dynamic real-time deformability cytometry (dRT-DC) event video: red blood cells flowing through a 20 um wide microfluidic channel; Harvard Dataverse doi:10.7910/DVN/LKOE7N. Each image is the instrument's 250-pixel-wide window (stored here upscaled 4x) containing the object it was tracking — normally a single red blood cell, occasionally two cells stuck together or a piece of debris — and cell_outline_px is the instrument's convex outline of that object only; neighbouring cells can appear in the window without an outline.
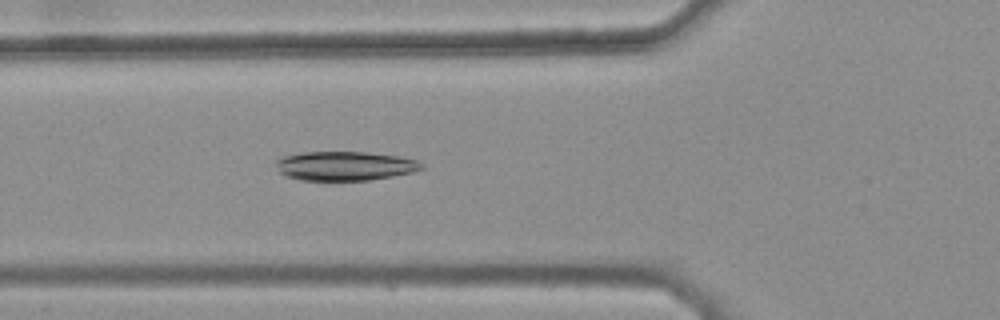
{"species": "common noctule bat (a hibernating species)", "species_latin": "Nyctalus noctula", "temperature_condition": "warm", "stored_images_in_passage": 38, "camera_frame_rate_fps": 3000, "um_per_image_px": 0.085, "animal": {"sex": "female", "body_mass_g": 25.1}, "frame": {"image": 1, "passage_image": 11, "time_ms": 3.333, "image_size_px": [1000, 320], "cell_outline_px": [[424, 168], [412, 172], [392, 176], [368, 180], [300, 180], [284, 176], [280, 172], [276, 164], [276, 160], [284, 156], [304, 152], [364, 152], [400, 156], [416, 160], [424, 164]], "centroid_in_image_um": [29.32, 14.1], "position_along_channel_um": 96.5, "area_um2": 24.68}}
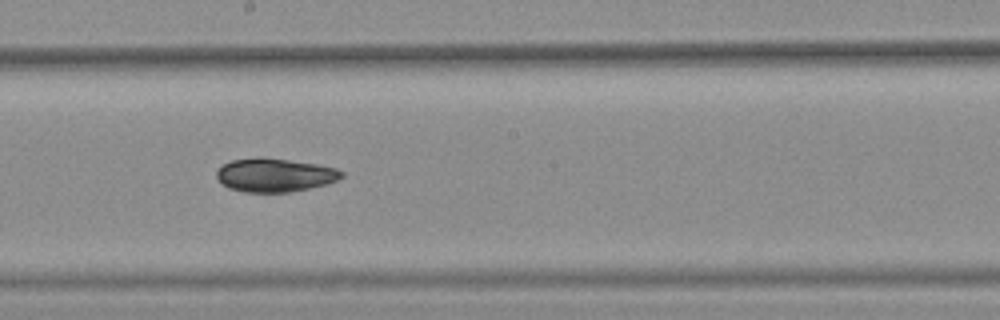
{"frame": {"image": 2, "passage_image": 21, "time_ms": 6.667, "image_size_px": [1000, 320], "cell_outline_px": [[344, 176], [336, 180], [324, 184], [308, 188], [288, 192], [244, 192], [228, 188], [216, 176], [216, 172], [224, 164], [232, 160], [288, 160], [316, 164], [336, 168], [344, 172]], "centroid_in_image_um": [23.39, 14.92], "position_along_channel_um": 224.8, "area_um2": 23.41}}
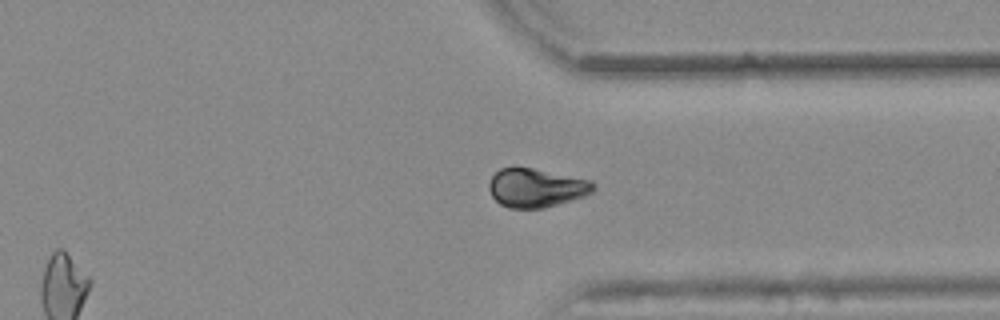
{"frame": {"image": 3, "passage_image": 32, "time_ms": 10.333, "image_size_px": [1000, 320], "cell_outline_px": [[596, 188], [592, 192], [584, 196], [544, 208], [508, 208], [500, 204], [492, 196], [488, 188], [488, 184], [492, 176], [500, 168], [532, 168], [592, 180], [596, 184]], "centroid_in_image_um": [45.59, 15.97], "position_along_channel_um": 365.8, "area_um2": 23.52}, "authors_computed_cell_mechanics": {"area_um2": 24.276, "velocity_mm_per_s": 3.843, "shape_relaxation_time_tau1_ms": 5.9474, "shape_relaxation_time_tau2_ms": 6.3385, "deformation_change_tau1": 0.1803, "deformation_change_tau2": 0.0618}}